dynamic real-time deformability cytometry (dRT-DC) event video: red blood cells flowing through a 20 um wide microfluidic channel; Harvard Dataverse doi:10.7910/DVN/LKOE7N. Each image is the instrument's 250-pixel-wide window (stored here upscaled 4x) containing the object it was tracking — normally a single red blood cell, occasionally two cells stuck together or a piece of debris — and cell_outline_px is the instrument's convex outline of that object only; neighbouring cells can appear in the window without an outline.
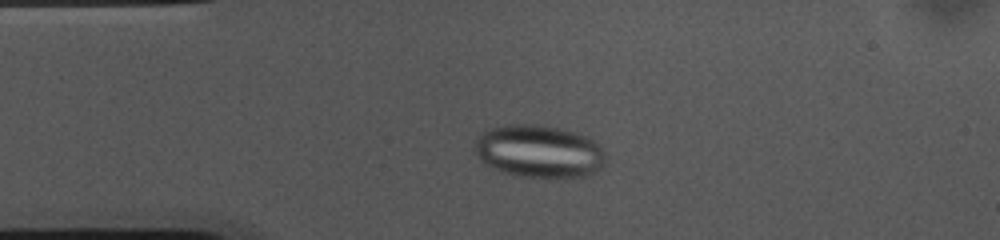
{"species": "common noctule bat (a hibernating species)", "species_latin": "Nyctalus noctula", "temperature_condition": "cold", "stored_images_in_passage": 53, "camera_frame_rate_fps": 3000, "um_per_image_px": 0.085, "animal": {"sex": "female", "body_mass_g": 10.0, "forearm_length_mm": 53.1}, "frame": {"image": 1, "passage_image": 11, "time_ms": 3.333, "image_size_px": [1000, 240], "cell_outline_px": [[608, 160], [596, 172], [588, 176], [556, 180], [552, 180], [512, 176], [500, 172], [484, 164], [476, 156], [476, 140], [484, 132], [492, 128], [508, 124], [536, 124], [560, 128], [576, 132], [588, 136], [608, 156]], "centroid_in_image_um": [45.86, 12.93], "position_along_channel_um": 39.1, "area_um2": 41.38}}
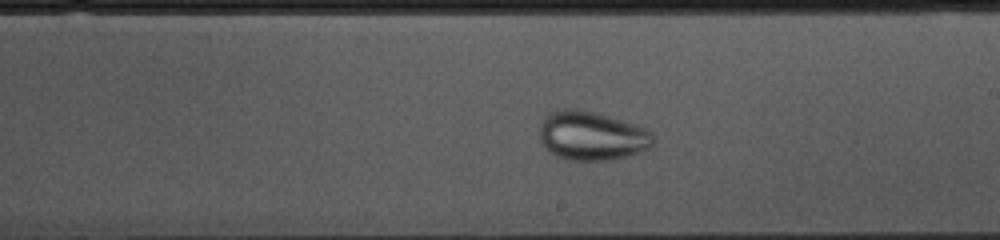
{"frame": {"image": 2, "passage_image": 29, "time_ms": 9.333, "image_size_px": [1000, 240], "cell_outline_px": [[652, 144], [648, 148], [624, 156], [608, 160], [564, 160], [548, 152], [540, 140], [540, 124], [544, 116], [548, 112], [556, 108], [576, 108], [600, 112], [648, 128], [652, 132]], "centroid_in_image_um": [50.24, 11.5], "position_along_channel_um": 238.8, "area_um2": 33.0}}
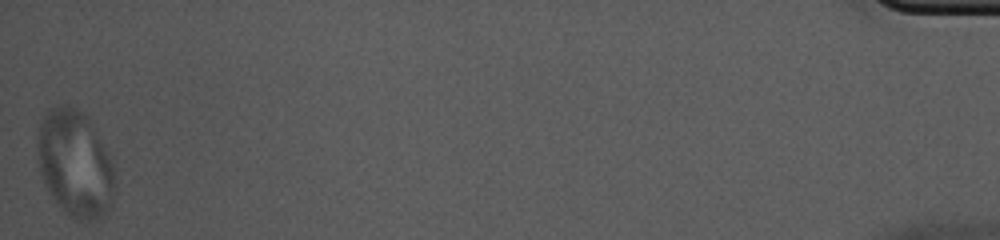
{"frame": {"image": 3, "passage_image": 53, "time_ms": 17.333, "image_size_px": [1000, 240], "cell_outline_px": [[112, 200], [108, 208], [96, 220], [76, 220], [64, 212], [48, 192], [40, 168], [36, 140], [36, 136], [40, 124], [48, 108], [64, 104], [68, 104], [76, 108], [88, 116], [112, 164]], "centroid_in_image_um": [6.32, 13.87], "position_along_channel_um": 428.9, "area_um2": 47.34}}